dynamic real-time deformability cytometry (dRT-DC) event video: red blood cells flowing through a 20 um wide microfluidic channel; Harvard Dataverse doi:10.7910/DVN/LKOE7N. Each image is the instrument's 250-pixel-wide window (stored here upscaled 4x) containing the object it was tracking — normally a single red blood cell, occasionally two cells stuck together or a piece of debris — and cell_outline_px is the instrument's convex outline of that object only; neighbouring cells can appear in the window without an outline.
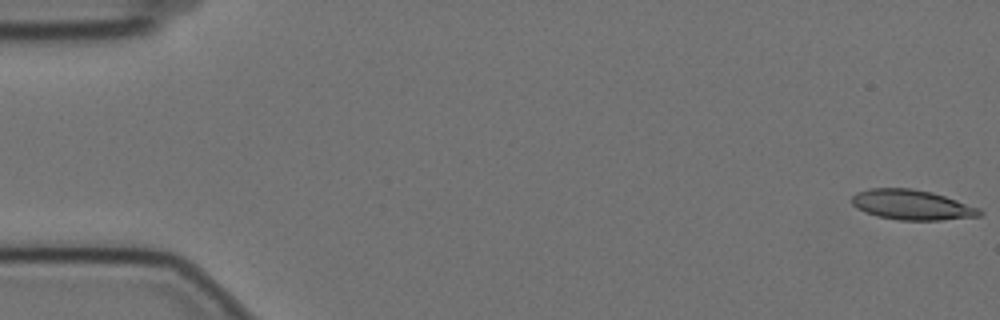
{"species": "Egyptian fruit bat (a non-hibernating species)", "species_latin": "Rousettus aegyptiacus", "temperature_condition": "cold", "stored_images_in_passage": 58, "camera_frame_rate_fps": 3000, "um_per_image_px": 0.085, "animal": {"sex": "female"}, "frame": {"image": 1, "passage_image": 1, "time_ms": 0.0, "image_size_px": [1000, 320], "cell_outline_px": [[984, 212], [980, 216], [940, 220], [900, 220], [876, 216], [864, 212], [856, 208], [852, 204], [852, 196], [856, 192], [868, 188], [912, 188], [932, 192], [980, 208]], "centroid_in_image_um": [77.48, 17.41], "position_along_channel_um": 7.5, "area_um2": 22.48}}
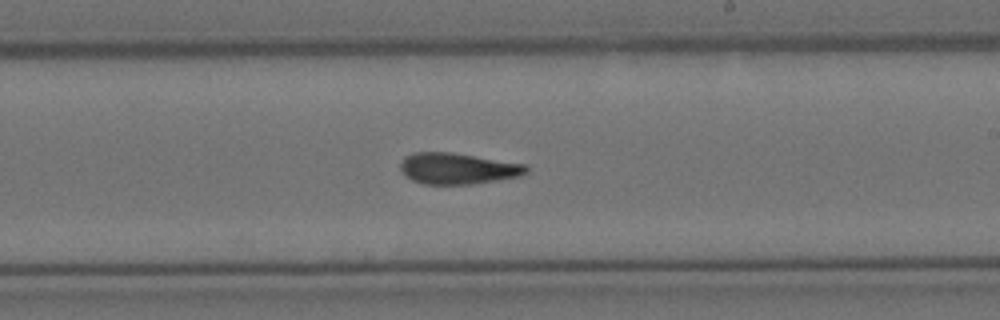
{"frame": {"image": 2, "passage_image": 34, "time_ms": 11.0, "image_size_px": [1000, 320], "cell_outline_px": [[528, 172], [520, 176], [472, 184], [424, 184], [412, 180], [400, 168], [400, 164], [404, 156], [412, 152], [452, 152], [528, 164]], "centroid_in_image_um": [38.93, 14.31], "position_along_channel_um": 250.1, "area_um2": 22.95}}
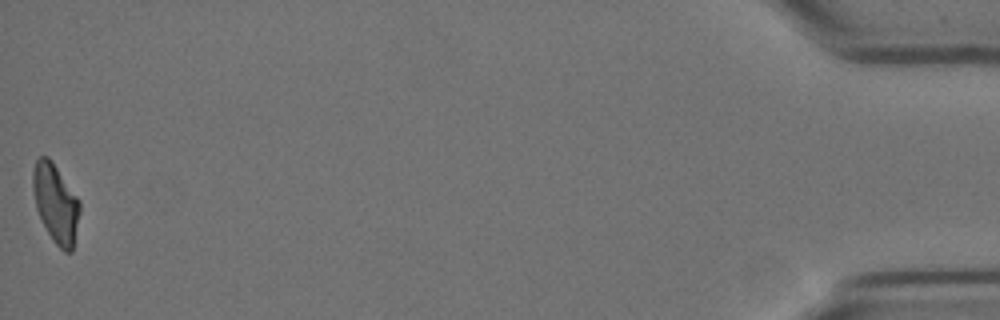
{"frame": {"image": 3, "passage_image": 58, "time_ms": 19.0, "image_size_px": [1000, 320], "cell_outline_px": [[80, 212], [72, 252], [64, 252], [52, 240], [36, 208], [32, 188], [32, 172], [36, 160], [40, 156], [48, 156], [52, 160], [80, 200]], "centroid_in_image_um": [4.74, 17.26], "position_along_channel_um": 430.5, "area_um2": 21.56}, "authors_computed_cell_mechanics": {"area_um2": 22.6576, "velocity_mm_per_s": 3.4711, "shape_relaxation_time_tau1_ms": null, "shape_relaxation_time_tau2_ms": 3.7375, "deformation_change_tau1": null, "deformation_change_tau2": 0.1287}}